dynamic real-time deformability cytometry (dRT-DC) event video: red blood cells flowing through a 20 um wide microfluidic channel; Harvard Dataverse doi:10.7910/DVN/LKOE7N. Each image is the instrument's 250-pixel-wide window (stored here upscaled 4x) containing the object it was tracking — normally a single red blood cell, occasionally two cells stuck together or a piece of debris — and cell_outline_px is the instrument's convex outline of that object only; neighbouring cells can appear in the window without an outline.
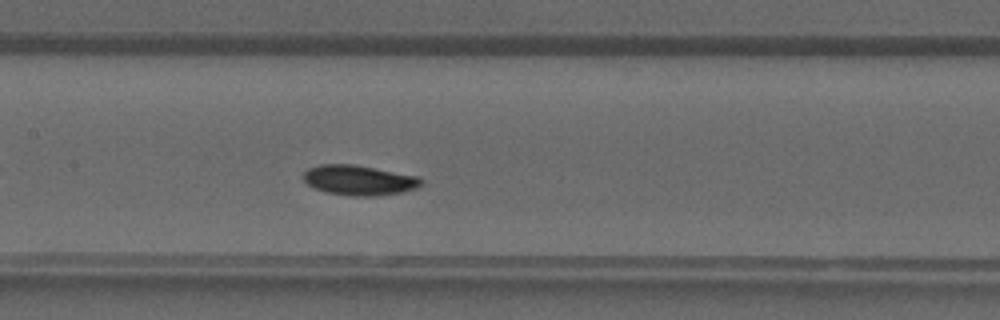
{"species": "common noctule bat (a hibernating species)", "species_latin": "Nyctalus noctula", "temperature_condition": "warm", "stored_images_in_passage": 34, "camera_frame_rate_fps": 3000, "um_per_image_px": 0.085, "animal": {"sex": "male", "forearm_length_mm": 52.5}, "frame": {"image": 1, "passage_image": 13, "time_ms": 4.0, "image_size_px": [1000, 320], "cell_outline_px": [[424, 184], [416, 188], [400, 192], [376, 196], [348, 196], [324, 192], [308, 184], [304, 180], [304, 172], [308, 168], [320, 164], [352, 164], [420, 176], [424, 180]], "centroid_in_image_um": [30.55, 15.32], "position_along_channel_um": 176.9, "area_um2": 20.75}}
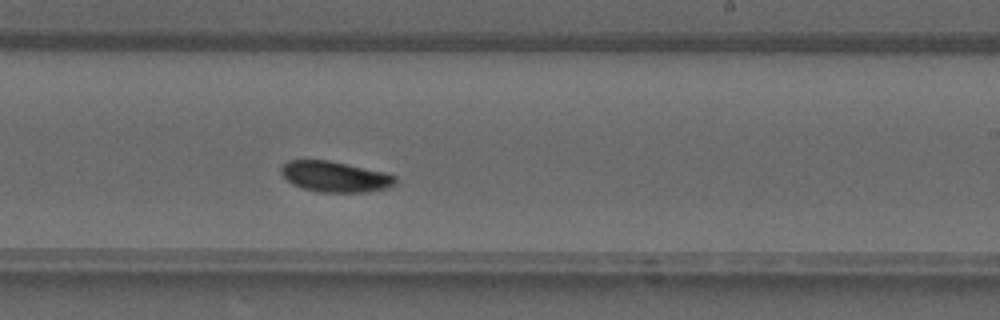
{"frame": {"image": 2, "passage_image": 18, "time_ms": 5.667, "image_size_px": [1000, 320], "cell_outline_px": [[396, 184], [388, 188], [364, 192], [316, 192], [292, 184], [280, 172], [280, 168], [288, 160], [328, 160], [384, 172], [396, 176]], "centroid_in_image_um": [28.48, 15.02], "position_along_channel_um": 260.5, "area_um2": 20.35}}
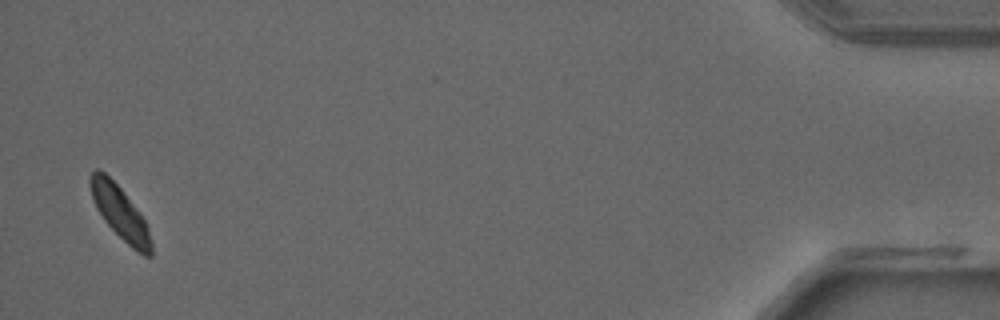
{"frame": {"image": 3, "passage_image": 33, "time_ms": 10.667, "image_size_px": [1000, 320], "cell_outline_px": [[152, 256], [144, 256], [132, 248], [104, 220], [96, 208], [88, 184], [88, 180], [92, 172], [96, 168], [100, 168], [120, 188], [136, 208], [144, 220], [148, 228], [152, 244]], "centroid_in_image_um": [10.18, 18.05], "position_along_channel_um": 425.0, "area_um2": 18.55}}